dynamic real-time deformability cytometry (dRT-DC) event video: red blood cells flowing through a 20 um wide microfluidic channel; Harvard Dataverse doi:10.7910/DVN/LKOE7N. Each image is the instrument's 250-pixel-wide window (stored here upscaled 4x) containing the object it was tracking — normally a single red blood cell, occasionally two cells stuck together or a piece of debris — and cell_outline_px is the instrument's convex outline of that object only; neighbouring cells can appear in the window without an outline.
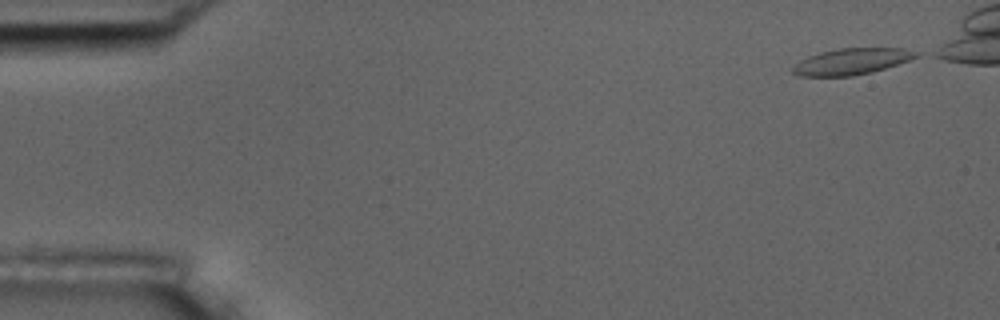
{"species": "common noctule bat (a hibernating species)", "species_latin": "Nyctalus noctula", "temperature_condition": "room temperature", "stored_images_in_passage": 5, "camera_frame_rate_fps": 3000, "um_per_image_px": 0.085, "animal": {"sex": "male", "body_mass_g": 17.5, "forearm_length_mm": 52.3}, "frame": {"image": 1, "passage_image": 1, "time_ms": 0.0, "image_size_px": [1000, 320], "cell_outline_px": [[920, 56], [872, 72], [852, 76], [800, 76], [792, 72], [792, 68], [800, 60], [808, 56], [820, 52], [840, 48], [904, 48], [920, 52]], "centroid_in_image_um": [72.39, 5.22], "position_along_channel_um": 12.6, "area_um2": 18.79}}